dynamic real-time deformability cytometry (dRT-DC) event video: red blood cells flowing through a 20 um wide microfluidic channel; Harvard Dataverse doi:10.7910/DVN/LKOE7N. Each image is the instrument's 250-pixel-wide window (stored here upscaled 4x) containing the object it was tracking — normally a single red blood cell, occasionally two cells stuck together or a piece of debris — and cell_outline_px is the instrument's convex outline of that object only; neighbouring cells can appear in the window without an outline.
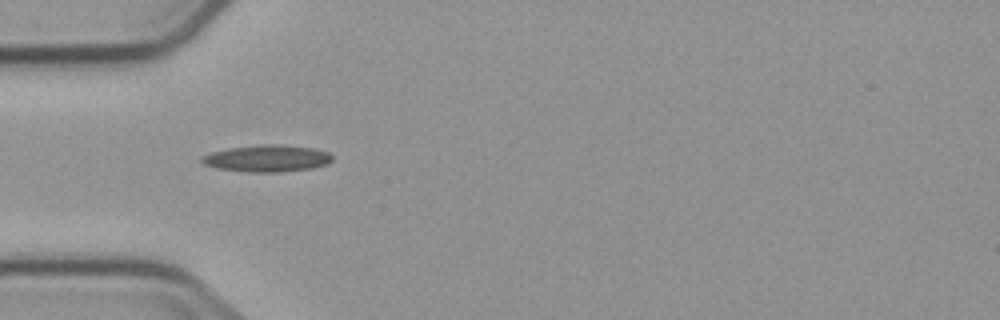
{"species": "common noctule bat (a hibernating species)", "species_latin": "Nyctalus noctula", "temperature_condition": "cold", "stored_images_in_passage": 5, "camera_frame_rate_fps": 3000, "um_per_image_px": 0.085, "animal": {"sex": "male", "body_mass_g": 23.1, "forearm_length_mm": 52.7}, "frame": {"image": 1, "passage_image": 1, "time_ms": 0.0, "image_size_px": [1000, 320], "cell_outline_px": [[332, 160], [328, 164], [312, 168], [280, 172], [248, 172], [216, 168], [204, 164], [200, 160], [200, 156], [212, 152], [228, 148], [264, 144], [276, 144], [312, 148], [328, 152], [332, 156]], "centroid_in_image_um": [22.68, 13.47], "position_along_channel_um": 62.3, "area_um2": 20.4}}
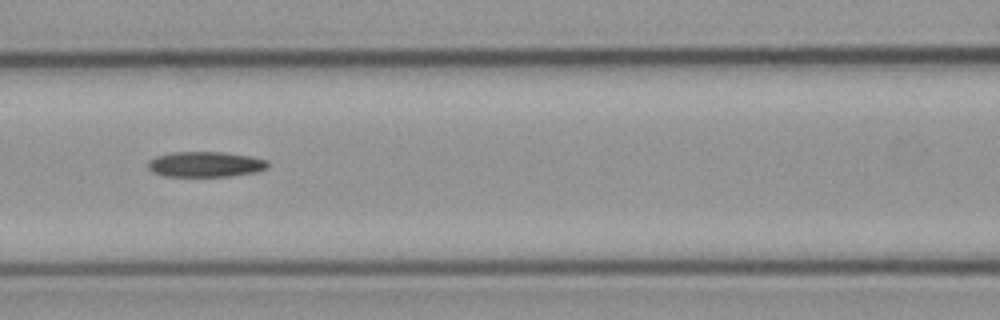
{"frame": {"image": 2, "passage_image": 3, "time_ms": 2.333, "image_size_px": [1000, 320], "cell_outline_px": [[268, 168], [256, 172], [228, 176], [164, 176], [152, 172], [148, 168], [148, 160], [156, 156], [172, 152], [224, 152], [248, 156], [268, 160]], "centroid_in_image_um": [17.44, 13.96], "position_along_channel_um": 149.2, "area_um2": 17.74}}
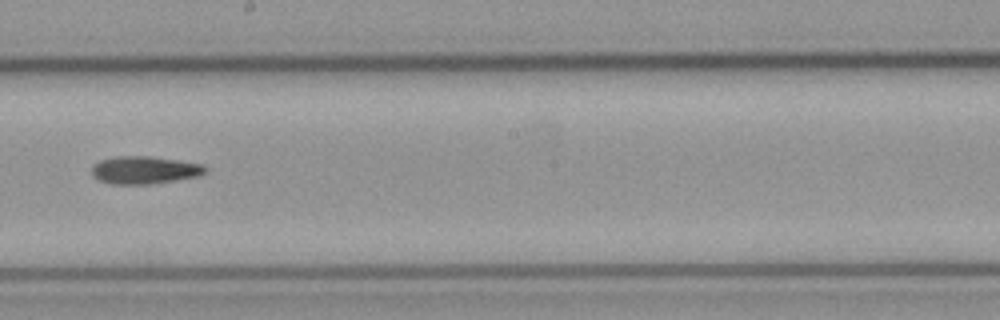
{"frame": {"image": 3, "passage_image": 5, "time_ms": 4.667, "image_size_px": [1000, 320], "cell_outline_px": [[208, 172], [200, 176], [148, 184], [112, 184], [100, 180], [92, 176], [92, 164], [100, 160], [116, 156], [152, 156], [204, 164], [208, 168]], "centroid_in_image_um": [12.31, 14.44], "position_along_channel_um": 235.9, "area_um2": 18.5}}